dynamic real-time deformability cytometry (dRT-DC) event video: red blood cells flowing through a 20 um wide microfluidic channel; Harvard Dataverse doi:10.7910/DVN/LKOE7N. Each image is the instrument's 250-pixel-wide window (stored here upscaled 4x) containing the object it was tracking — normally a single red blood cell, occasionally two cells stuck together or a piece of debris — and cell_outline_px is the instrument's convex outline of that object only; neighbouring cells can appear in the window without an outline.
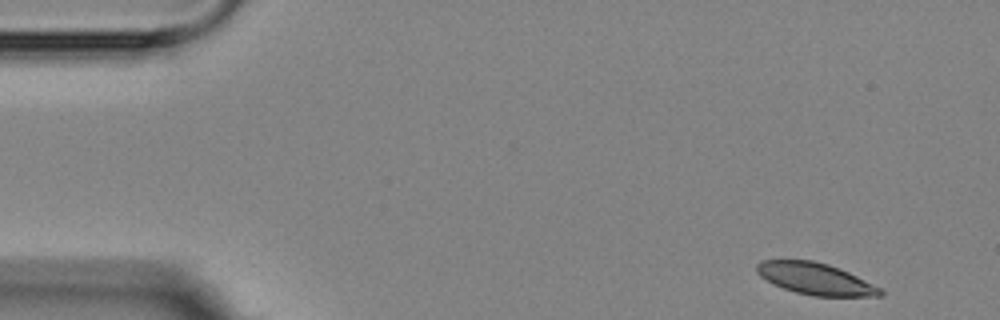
{"species": "Egyptian fruit bat (a non-hibernating species)", "species_latin": "Rousettus aegyptiacus", "temperature_condition": "room temperature", "stored_images_in_passage": 5, "camera_frame_rate_fps": 3000, "um_per_image_px": 0.085, "animal": {"sex": "female"}, "frame": {"image": 1, "passage_image": 1, "time_ms": 0.0, "image_size_px": [1000, 320], "cell_outline_px": [[884, 296], [812, 296], [796, 292], [772, 284], [760, 276], [756, 272], [756, 264], [760, 260], [812, 260], [828, 264], [840, 268], [880, 288], [884, 292]], "centroid_in_image_um": [69.28, 23.69], "position_along_channel_um": 15.7, "area_um2": 22.77}}
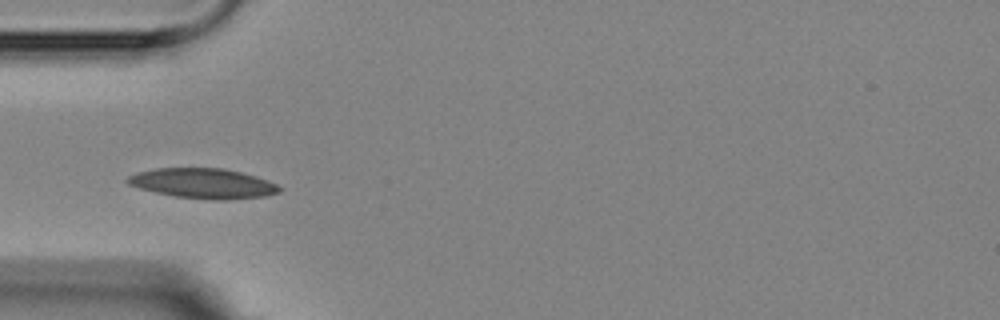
{"frame": {"image": 2, "passage_image": 4, "time_ms": 4.333, "image_size_px": [1000, 320], "cell_outline_px": [[284, 188], [280, 192], [264, 196], [228, 200], [208, 200], [176, 196], [156, 192], [140, 188], [128, 184], [124, 180], [128, 176], [136, 172], [156, 168], [224, 168], [256, 176], [268, 180]], "centroid_in_image_um": [17.28, 15.59], "position_along_channel_um": 67.7, "area_um2": 26.7}}
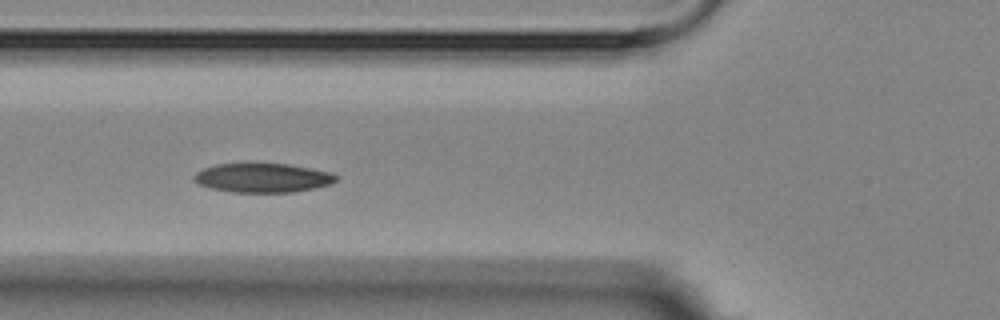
{"frame": {"image": 3, "passage_image": 5, "time_ms": 5.333, "image_size_px": [1000, 320], "cell_outline_px": [[340, 176], [332, 184], [292, 192], [232, 192], [208, 188], [192, 180], [192, 176], [196, 172], [204, 168], [216, 164], [288, 164], [328, 172]], "centroid_in_image_um": [22.28, 15.12], "position_along_channel_um": 103.5, "area_um2": 23.99}}